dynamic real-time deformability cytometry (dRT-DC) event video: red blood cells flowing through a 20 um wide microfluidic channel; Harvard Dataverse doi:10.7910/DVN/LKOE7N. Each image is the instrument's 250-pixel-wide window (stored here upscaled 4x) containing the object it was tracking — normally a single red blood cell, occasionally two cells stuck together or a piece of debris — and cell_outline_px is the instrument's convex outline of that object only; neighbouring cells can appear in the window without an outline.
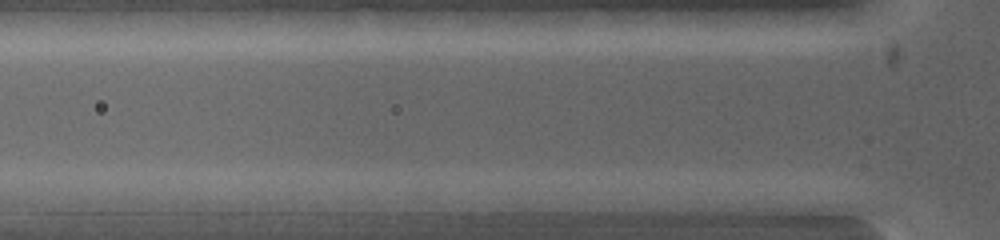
{"species": "common noctule bat (a hibernating species)", "species_latin": "Nyctalus noctula", "temperature_condition": "warm", "stored_images_in_passage": 3, "camera_frame_rate_fps": 5000, "um_per_image_px": 0.085, "animal": {"sex": "female", "body_mass_g": 19.0, "forearm_length_mm": 53.3}, "frame": {"image": 1, "passage_image": 3, "time_ms": 0.4, "image_size_px": [1000, 240], "cell_outline_px": [[600, 200], [568, 212], [500, 212], [492, 200], [520, 192], [560, 192]], "centroid_in_image_um": [46.03, 17.2], "position_along_channel_um": 79.8, "area_um2": 11.91}}